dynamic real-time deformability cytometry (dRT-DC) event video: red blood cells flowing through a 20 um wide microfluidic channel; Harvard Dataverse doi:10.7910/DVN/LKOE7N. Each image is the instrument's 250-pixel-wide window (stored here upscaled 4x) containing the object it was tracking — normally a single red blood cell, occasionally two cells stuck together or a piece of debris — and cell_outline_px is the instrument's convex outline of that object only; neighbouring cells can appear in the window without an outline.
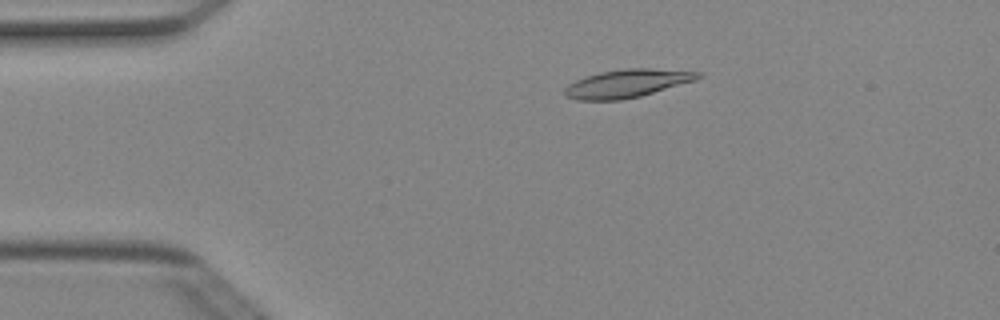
{"species": "Egyptian fruit bat (a non-hibernating species)", "species_latin": "Rousettus aegyptiacus", "temperature_condition": "cold", "stored_images_in_passage": 50, "camera_frame_rate_fps": 3000, "um_per_image_px": 0.085, "animal": {"sex": "female"}, "frame": {"image": 1, "passage_image": 10, "time_ms": 3.0, "image_size_px": [1000, 320], "cell_outline_px": [[704, 76], [696, 80], [640, 96], [620, 100], [576, 100], [564, 96], [564, 88], [568, 84], [584, 76], [600, 72], [624, 68], [648, 68], [700, 72]], "centroid_in_image_um": [53.27, 7.09], "position_along_channel_um": 31.7, "area_um2": 21.91}}
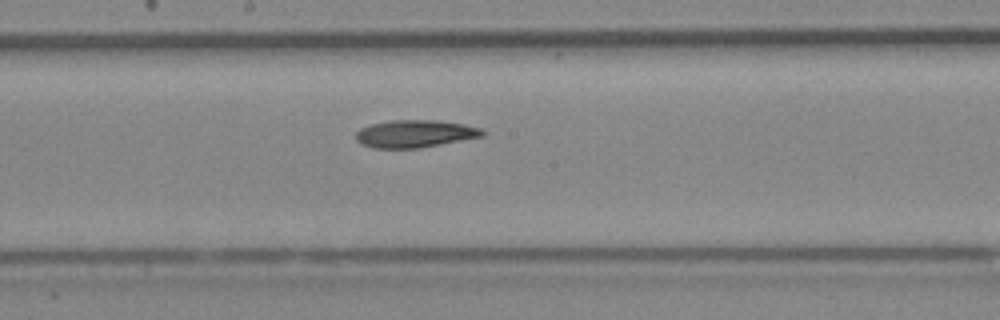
{"frame": {"image": 2, "passage_image": 27, "time_ms": 8.667, "image_size_px": [1000, 320], "cell_outline_px": [[484, 136], [420, 148], [372, 148], [360, 144], [356, 140], [356, 132], [360, 128], [372, 124], [388, 120], [436, 120], [464, 124], [480, 128], [484, 132]], "centroid_in_image_um": [35.24, 11.37], "position_along_channel_um": 213.0, "area_um2": 20.35}}
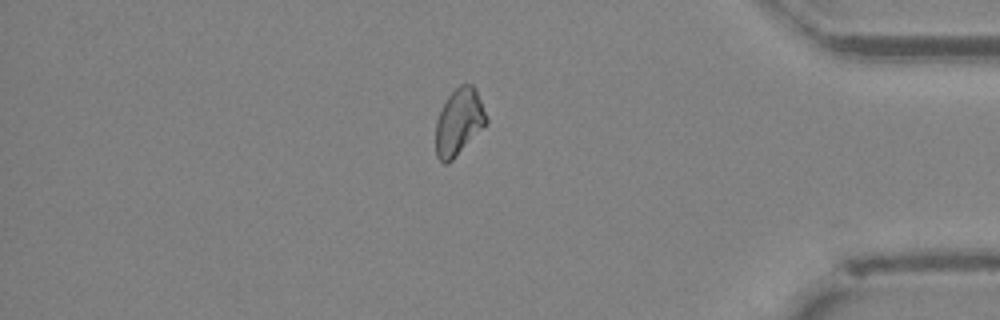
{"frame": {"image": 3, "passage_image": 43, "time_ms": 14.0, "image_size_px": [1000, 320], "cell_outline_px": [[488, 124], [448, 164], [444, 164], [436, 156], [436, 120], [440, 108], [448, 96], [460, 84], [472, 84], [476, 88], [488, 120]], "centroid_in_image_um": [39.01, 10.37], "position_along_channel_um": 396.2, "area_um2": 19.83}}